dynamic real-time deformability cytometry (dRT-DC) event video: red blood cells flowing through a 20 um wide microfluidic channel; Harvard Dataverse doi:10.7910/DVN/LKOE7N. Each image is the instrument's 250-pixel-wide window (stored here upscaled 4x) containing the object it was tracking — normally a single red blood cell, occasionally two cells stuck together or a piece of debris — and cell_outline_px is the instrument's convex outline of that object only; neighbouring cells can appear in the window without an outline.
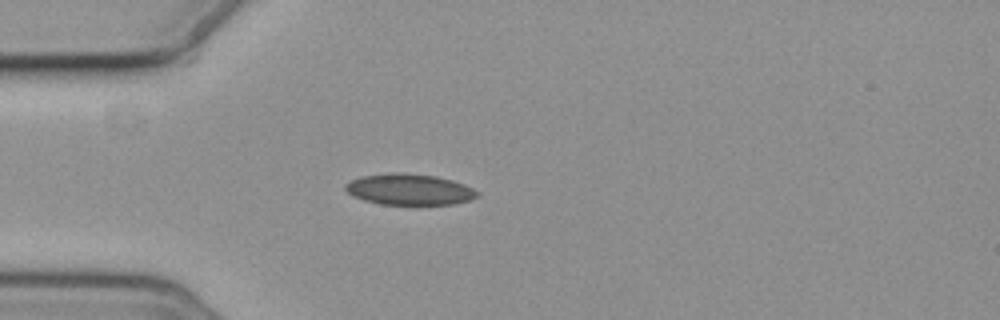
{"species": "common noctule bat (a hibernating species)", "species_latin": "Nyctalus noctula", "temperature_condition": "cold", "stored_images_in_passage": 3, "camera_frame_rate_fps": 3000, "um_per_image_px": 0.085, "animal": {"sex": "female", "body_mass_g": 19.3, "forearm_length_mm": 54.1}, "frame": {"image": 1, "passage_image": 3, "time_ms": 3.333, "image_size_px": [1000, 320], "cell_outline_px": [[480, 196], [472, 200], [452, 204], [380, 204], [364, 200], [348, 192], [344, 188], [344, 184], [360, 176], [388, 172], [404, 172], [436, 176], [452, 180], [464, 184], [480, 192]], "centroid_in_image_um": [34.82, 16.09], "position_along_channel_um": 50.2, "area_um2": 24.04}}